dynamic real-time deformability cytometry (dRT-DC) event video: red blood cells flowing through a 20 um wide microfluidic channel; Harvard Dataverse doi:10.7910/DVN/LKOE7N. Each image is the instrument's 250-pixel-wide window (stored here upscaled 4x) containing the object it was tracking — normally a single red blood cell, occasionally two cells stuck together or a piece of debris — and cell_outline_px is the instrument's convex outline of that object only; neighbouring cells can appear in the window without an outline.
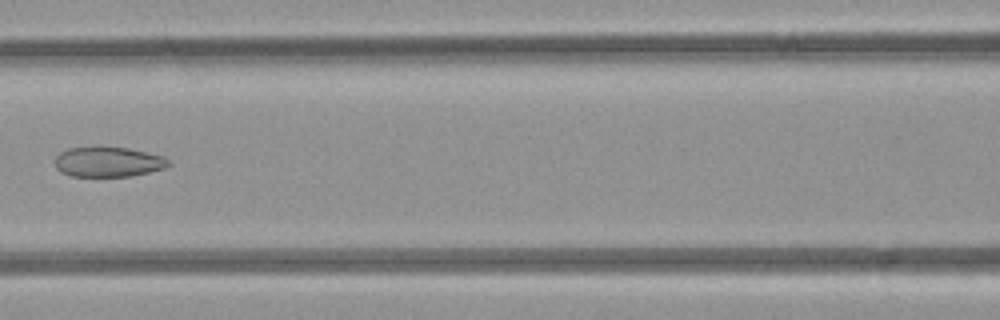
{"species": "common noctule bat (a hibernating species)", "species_latin": "Nyctalus noctula", "temperature_condition": "room temperature", "stored_images_in_passage": 7, "camera_frame_rate_fps": 3000, "um_per_image_px": 0.085, "animal": {"sex": "female", "body_mass_g": 21.9}, "frame": {"image": 1, "passage_image": 6, "time_ms": 6.333, "image_size_px": [1000, 320], "cell_outline_px": [[172, 164], [164, 168], [132, 176], [72, 176], [60, 172], [56, 168], [56, 156], [60, 152], [68, 148], [128, 148], [164, 156]], "centroid_in_image_um": [9.21, 13.77], "position_along_channel_um": 157.4, "area_um2": 19.59}}
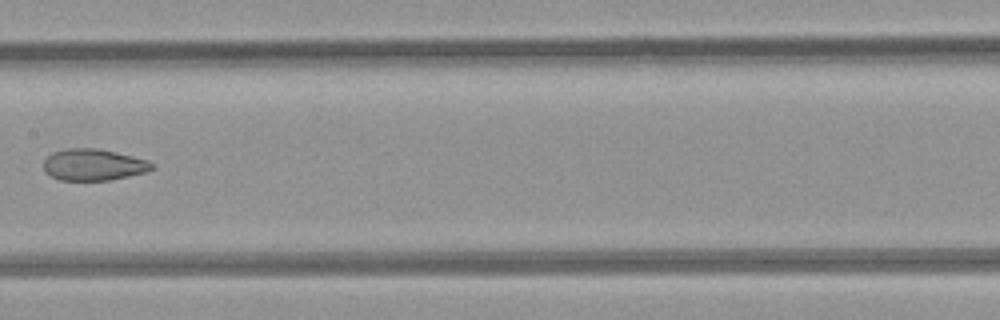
{"frame": {"image": 2, "passage_image": 7, "time_ms": 7.333, "image_size_px": [1000, 320], "cell_outline_px": [[156, 168], [148, 172], [108, 180], [60, 180], [44, 172], [44, 160], [52, 152], [68, 148], [96, 148], [132, 156], [148, 160], [156, 164]], "centroid_in_image_um": [7.98, 14.0], "position_along_channel_um": 199.4, "area_um2": 20.0}}